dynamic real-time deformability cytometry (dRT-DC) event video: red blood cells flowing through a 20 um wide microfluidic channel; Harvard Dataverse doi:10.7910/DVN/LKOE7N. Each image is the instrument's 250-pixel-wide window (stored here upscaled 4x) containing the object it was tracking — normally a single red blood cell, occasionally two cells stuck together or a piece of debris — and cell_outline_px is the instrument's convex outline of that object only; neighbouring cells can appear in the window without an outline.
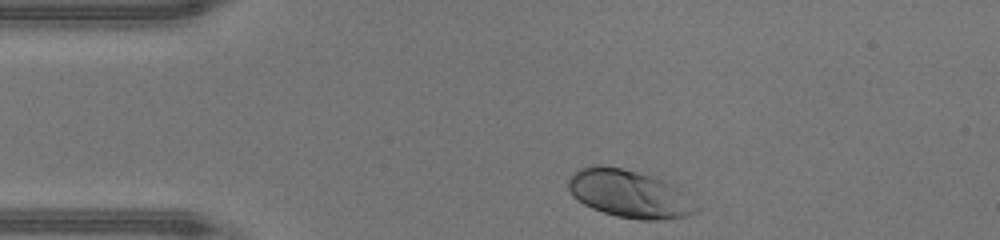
{"species": "human", "species_latin": "Homo sapiens", "temperature_condition": "warm", "stored_images_in_passage": 30, "camera_frame_rate_fps": 3000, "um_per_image_px": 0.085, "donor": {"sex": "male"}, "frame": {"image": 1, "passage_image": 1, "time_ms": 0.0, "image_size_px": [1000, 240], "cell_outline_px": [[700, 212], [684, 216], [656, 220], [640, 220], [616, 216], [592, 208], [584, 204], [572, 196], [568, 188], [568, 176], [580, 168], [592, 164], [600, 164], [624, 168], [652, 176], [664, 180], [676, 188], [700, 208]], "centroid_in_image_um": [53.43, 16.46], "position_along_channel_um": 31.6, "area_um2": 35.55}}
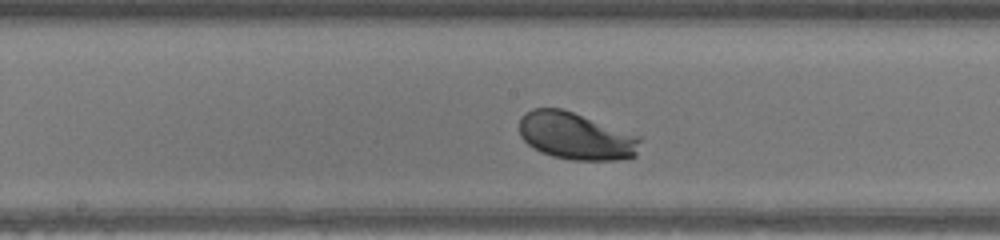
{"frame": {"image": 2, "passage_image": 16, "time_ms": 5.0, "image_size_px": [1000, 240], "cell_outline_px": [[644, 136], [636, 156], [616, 160], [572, 160], [552, 156], [540, 152], [528, 144], [520, 136], [520, 116], [524, 112], [532, 108], [560, 108]], "centroid_in_image_um": [48.99, 11.56], "position_along_channel_um": 199.2, "area_um2": 33.7}}
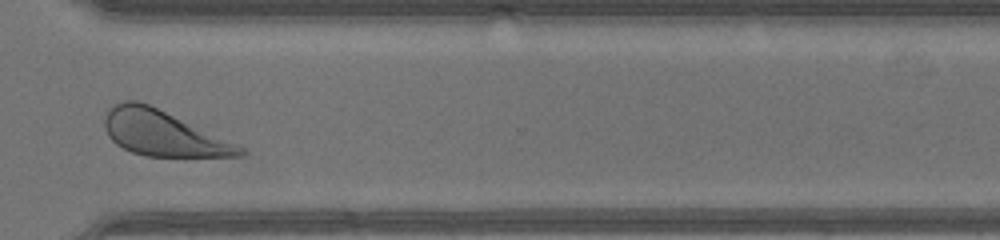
{"frame": {"image": 3, "passage_image": 27, "time_ms": 8.667, "image_size_px": [1000, 240], "cell_outline_px": [[248, 152], [244, 156], [144, 156], [132, 152], [116, 144], [108, 136], [104, 128], [104, 120], [108, 108], [124, 100], [136, 100], [148, 104], [244, 148]], "centroid_in_image_um": [13.79, 11.33], "position_along_channel_um": 356.8, "area_um2": 34.97}, "authors_computed_cell_mechanics": {"area_um2": 33.2928, "velocity_mm_per_s": 4.3038, "shape_relaxation_time_tau1_ms": 1.1981, "shape_relaxation_time_tau2_ms": null, "deformation_change_tau1": 0.1309, "deformation_change_tau2": null}}